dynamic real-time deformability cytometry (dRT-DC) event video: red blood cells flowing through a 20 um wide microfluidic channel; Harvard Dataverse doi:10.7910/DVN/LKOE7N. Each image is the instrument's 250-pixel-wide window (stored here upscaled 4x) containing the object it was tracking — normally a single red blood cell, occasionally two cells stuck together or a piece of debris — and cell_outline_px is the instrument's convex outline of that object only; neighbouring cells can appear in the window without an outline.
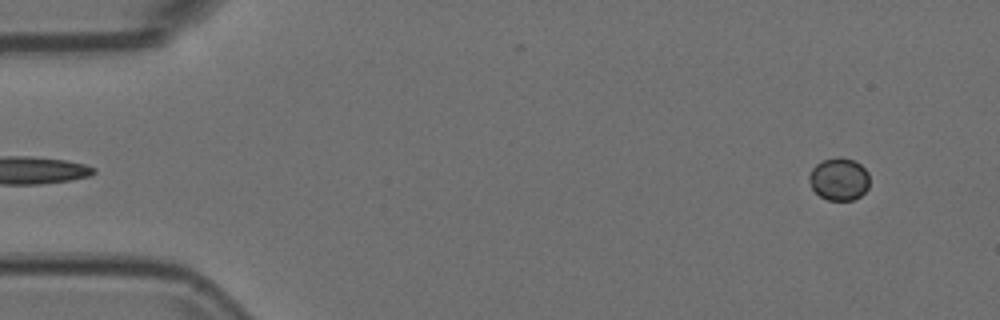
{"species": "Egyptian fruit bat (a non-hibernating species)", "species_latin": "Rousettus aegyptiacus", "temperature_condition": "room temperature", "stored_images_in_passage": 53, "camera_frame_rate_fps": 3000, "um_per_image_px": 0.085, "animal": {"sex": "female"}, "frame": {"image": 1, "passage_image": 2, "time_ms": 0.333, "image_size_px": [1000, 320], "cell_outline_px": [[868, 188], [860, 196], [852, 200], [828, 200], [820, 196], [812, 188], [808, 176], [812, 168], [816, 164], [824, 160], [836, 156], [840, 156], [852, 160], [860, 164], [868, 172]], "centroid_in_image_um": [71.31, 15.21], "position_along_channel_um": 13.7, "area_um2": 14.91}}
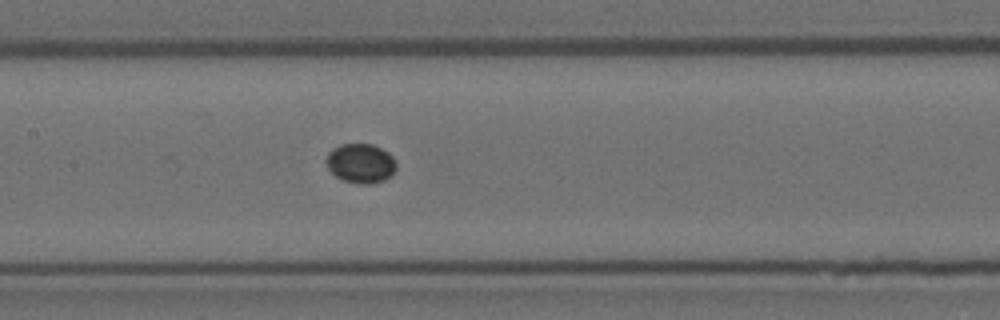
{"frame": {"image": 2, "passage_image": 24, "time_ms": 7.667, "image_size_px": [1000, 320], "cell_outline_px": [[396, 168], [392, 176], [384, 180], [368, 184], [360, 184], [344, 180], [336, 176], [328, 168], [324, 160], [328, 152], [332, 148], [340, 144], [372, 144], [388, 152], [392, 156], [396, 164]], "centroid_in_image_um": [30.64, 13.87], "position_along_channel_um": 176.8, "area_um2": 16.18}}
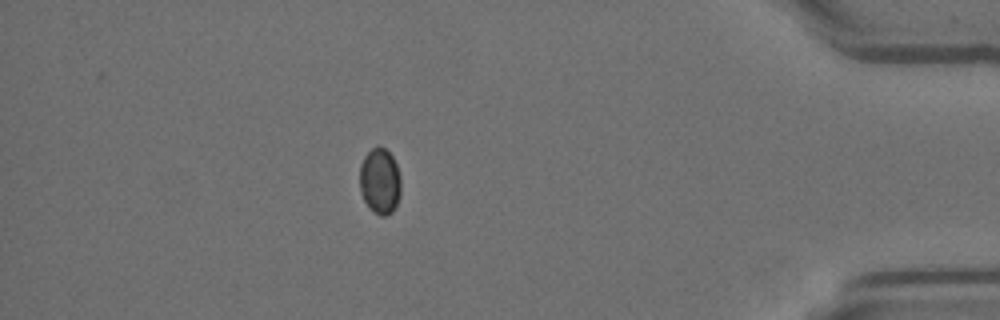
{"frame": {"image": 3, "passage_image": 46, "time_ms": 15.0, "image_size_px": [1000, 320], "cell_outline_px": [[400, 196], [392, 212], [388, 216], [380, 216], [364, 200], [360, 188], [360, 164], [364, 156], [372, 148], [384, 148], [392, 156], [396, 164], [400, 176]], "centroid_in_image_um": [32.3, 15.4], "position_along_channel_um": 402.9, "area_um2": 15.55}}